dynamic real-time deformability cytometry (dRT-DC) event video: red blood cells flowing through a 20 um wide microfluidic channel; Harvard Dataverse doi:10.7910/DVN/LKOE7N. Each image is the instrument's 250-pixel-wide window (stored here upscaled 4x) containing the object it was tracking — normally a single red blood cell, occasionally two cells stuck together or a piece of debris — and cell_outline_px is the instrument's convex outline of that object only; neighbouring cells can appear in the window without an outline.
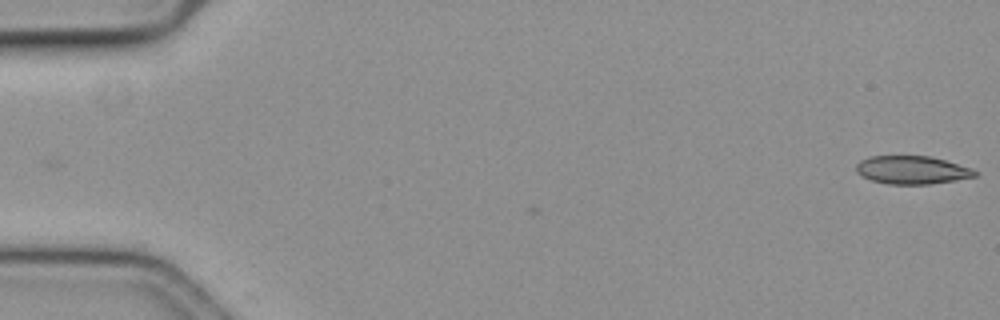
{"species": "common noctule bat (a hibernating species)", "species_latin": "Nyctalus noctula", "temperature_condition": "cold", "stored_images_in_passage": 2, "camera_frame_rate_fps": 3000, "um_per_image_px": 0.085, "animal": {"sex": "female", "body_mass_g": 19.3, "forearm_length_mm": 54.1}, "frame": {"image": 1, "passage_image": 2, "time_ms": 0.333, "image_size_px": [1000, 320], "cell_outline_px": [[976, 176], [956, 180], [928, 184], [888, 184], [872, 180], [856, 172], [856, 164], [860, 160], [868, 156], [928, 156], [944, 160], [972, 168], [976, 172]], "centroid_in_image_um": [77.5, 14.44], "position_along_channel_um": 7.5, "area_um2": 19.31}}